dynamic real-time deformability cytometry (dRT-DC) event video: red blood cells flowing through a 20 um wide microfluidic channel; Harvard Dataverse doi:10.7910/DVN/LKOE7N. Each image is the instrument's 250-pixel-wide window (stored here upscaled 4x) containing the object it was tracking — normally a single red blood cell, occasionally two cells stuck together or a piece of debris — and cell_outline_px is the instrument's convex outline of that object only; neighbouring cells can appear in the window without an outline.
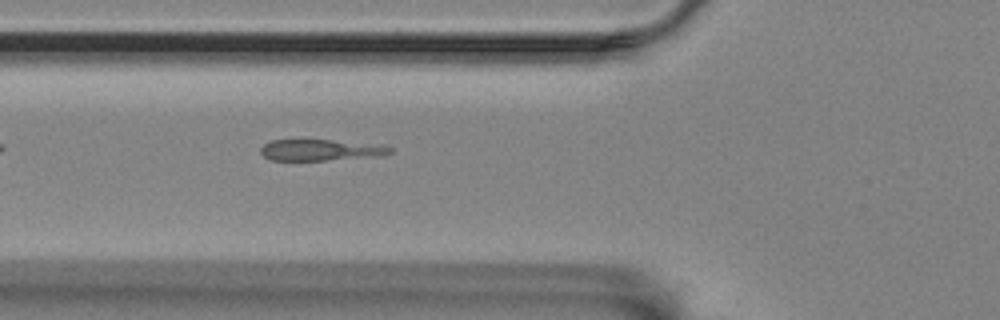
{"species": "Egyptian fruit bat (a non-hibernating species)", "species_latin": "Rousettus aegyptiacus", "temperature_condition": "room temperature", "stored_images_in_passage": 31, "camera_frame_rate_fps": 3000, "um_per_image_px": 0.085, "animal": {"sex": "female"}, "frame": {"image": 1, "passage_image": 3, "time_ms": 0.667, "image_size_px": [1000, 320], "cell_outline_px": [[392, 152], [384, 156], [324, 160], [272, 160], [264, 156], [260, 152], [260, 148], [264, 144], [272, 140], [332, 140], [388, 144], [392, 148]], "centroid_in_image_um": [27.37, 12.74], "position_along_channel_um": 98.4, "area_um2": 16.3}}
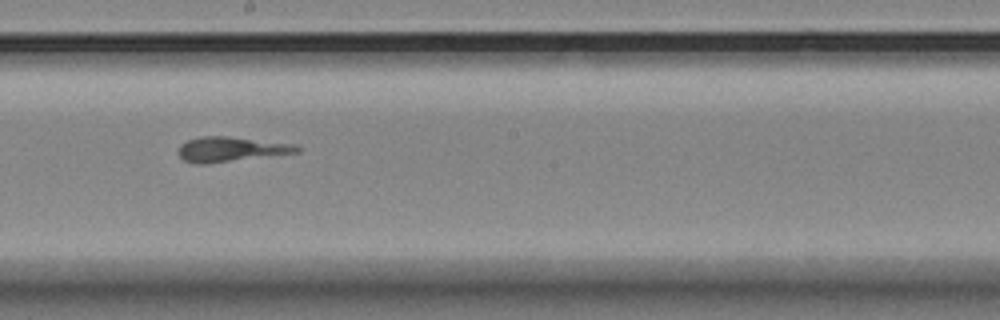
{"frame": {"image": 2, "passage_image": 14, "time_ms": 4.333, "image_size_px": [1000, 320], "cell_outline_px": [[300, 152], [204, 164], [192, 164], [184, 160], [180, 156], [180, 144], [188, 140], [200, 136], [228, 136], [296, 144], [300, 148]], "centroid_in_image_um": [19.63, 12.68], "position_along_channel_um": 228.6, "area_um2": 17.05}}
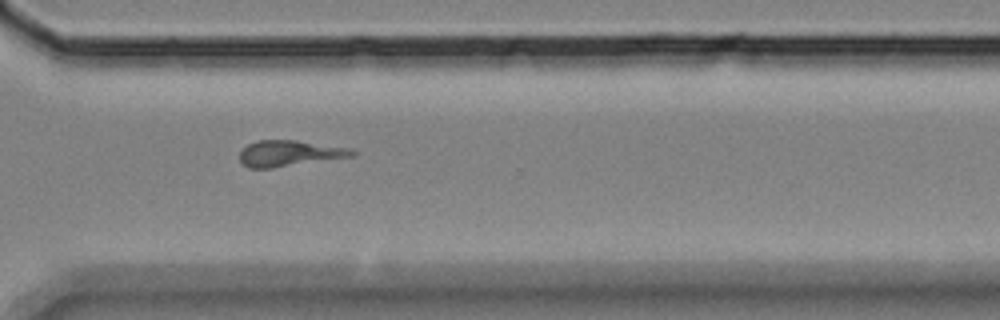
{"frame": {"image": 3, "passage_image": 24, "time_ms": 7.667, "image_size_px": [1000, 320], "cell_outline_px": [[356, 156], [272, 168], [248, 168], [240, 160], [240, 152], [248, 144], [256, 140], [296, 140], [352, 148], [356, 152]], "centroid_in_image_um": [24.64, 13.03], "position_along_channel_um": 346.0, "area_um2": 17.11}}